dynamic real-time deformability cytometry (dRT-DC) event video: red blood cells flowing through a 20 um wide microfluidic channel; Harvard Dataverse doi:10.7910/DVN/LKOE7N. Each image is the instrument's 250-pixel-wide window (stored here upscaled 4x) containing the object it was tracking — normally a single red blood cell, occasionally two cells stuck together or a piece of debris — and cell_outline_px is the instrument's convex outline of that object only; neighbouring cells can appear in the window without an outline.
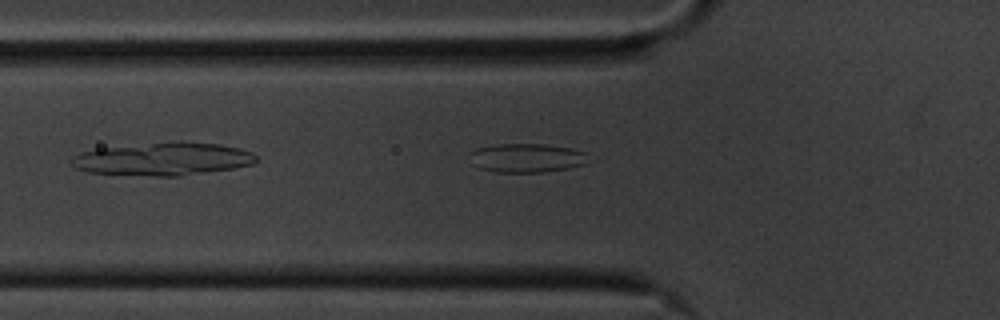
{"species": "common noctule bat (a hibernating species)", "species_latin": "Nyctalus noctula", "temperature_condition": "cold", "stored_images_in_passage": 40, "camera_frame_rate_fps": 3000, "um_per_image_px": 0.085, "animal": {"sex": "male", "body_mass_g": 20.1, "forearm_length_mm": 53.5}, "frame": {"image": 1, "passage_image": 4, "time_ms": 1.0, "image_size_px": [1000, 320], "cell_outline_px": [[588, 152], [584, 164], [568, 168], [544, 172], [496, 172], [480, 168], [472, 164], [472, 152], [476, 148], [500, 144], [544, 144], [572, 148]], "centroid_in_image_um": [44.8, 13.42], "position_along_channel_um": 81.0, "area_um2": 19.83}}
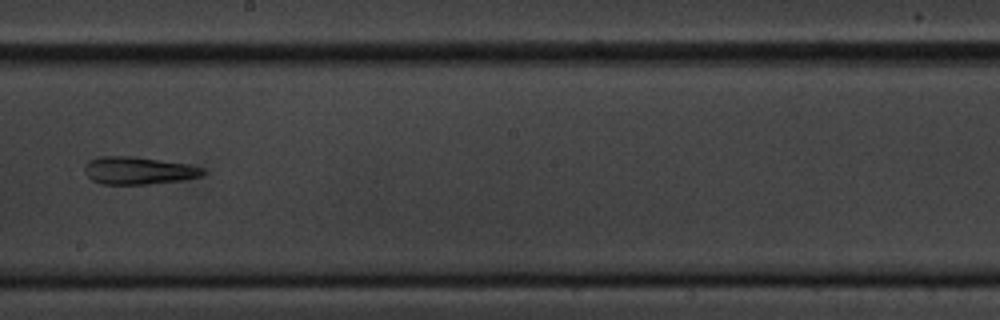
{"frame": {"image": 2, "passage_image": 15, "time_ms": 4.667, "image_size_px": [1000, 320], "cell_outline_px": [[208, 172], [200, 176], [184, 180], [148, 184], [104, 184], [92, 180], [84, 172], [84, 164], [88, 160], [100, 156], [136, 156], [188, 164], [204, 168]], "centroid_in_image_um": [11.77, 14.49], "position_along_channel_um": 236.4, "area_um2": 19.25}}
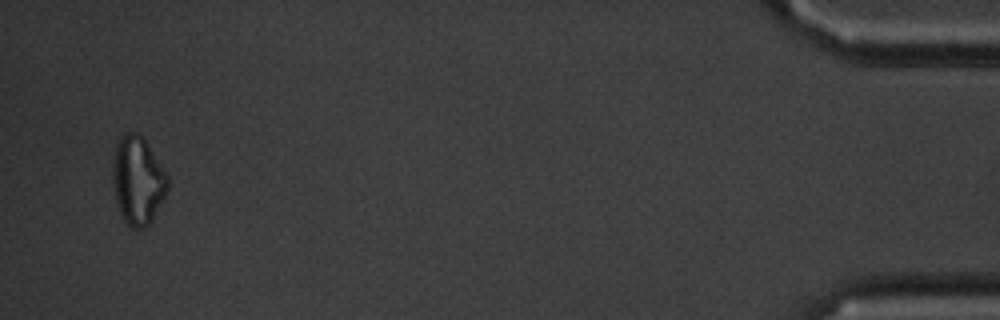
{"frame": {"image": 3, "passage_image": 38, "time_ms": 12.333, "image_size_px": [1000, 320], "cell_outline_px": [[168, 192], [152, 220], [144, 228], [132, 228], [124, 220], [116, 204], [112, 184], [112, 160], [116, 144], [120, 136], [124, 132], [136, 132], [148, 144], [168, 176]], "centroid_in_image_um": [11.69, 15.33], "position_along_channel_um": 423.5, "area_um2": 28.5}, "authors_computed_cell_mechanics": {"area_um2": 20.2011, "velocity_mm_per_s": 3.5296, "shape_relaxation_time_tau1_ms": null, "shape_relaxation_time_tau2_ms": 4.2903, "deformation_change_tau1": null, "deformation_change_tau2": 0.152}}